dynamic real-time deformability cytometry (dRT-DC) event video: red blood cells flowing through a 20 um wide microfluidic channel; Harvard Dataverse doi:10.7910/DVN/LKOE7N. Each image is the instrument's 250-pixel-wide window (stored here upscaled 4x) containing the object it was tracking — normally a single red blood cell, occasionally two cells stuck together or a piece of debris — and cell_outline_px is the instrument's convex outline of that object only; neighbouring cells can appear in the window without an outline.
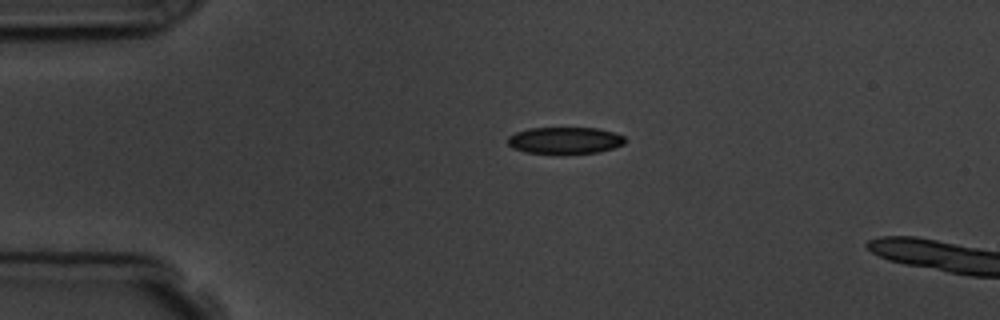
{"species": "common noctule bat (a hibernating species)", "species_latin": "Nyctalus noctula", "temperature_condition": "room temperature", "stored_images_in_passage": 4, "camera_frame_rate_fps": 3000, "um_per_image_px": 0.085, "animal": {"sex": "male", "body_mass_g": 19.5, "forearm_length_mm": 54.6}, "frame": {"image": 1, "passage_image": 2, "time_ms": 1.333, "image_size_px": [1000, 320], "cell_outline_px": [[624, 144], [600, 152], [560, 156], [528, 152], [512, 148], [508, 144], [508, 136], [516, 132], [528, 128], [596, 128], [612, 132], [624, 136]], "centroid_in_image_um": [47.99, 11.97], "position_along_channel_um": 37.0, "area_um2": 18.79}}